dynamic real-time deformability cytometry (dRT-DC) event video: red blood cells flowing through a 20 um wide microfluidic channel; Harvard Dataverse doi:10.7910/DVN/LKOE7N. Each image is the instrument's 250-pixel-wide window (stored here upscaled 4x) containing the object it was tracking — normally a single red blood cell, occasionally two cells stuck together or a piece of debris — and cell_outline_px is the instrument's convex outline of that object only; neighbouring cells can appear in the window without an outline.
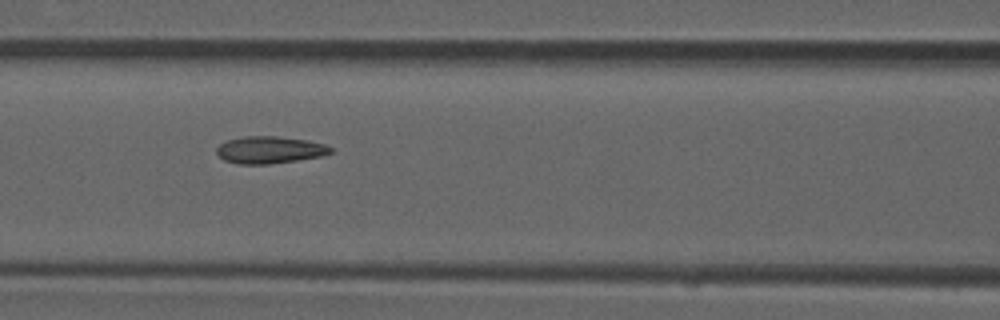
{"species": "common noctule bat (a hibernating species)", "species_latin": "Nyctalus noctula", "temperature_condition": "room temperature", "stored_images_in_passage": 8, "camera_frame_rate_fps": 3000, "um_per_image_px": 0.085, "animal": {"sex": "male", "forearm_length_mm": 52.5}, "frame": {"image": 1, "passage_image": 6, "time_ms": 1.667, "image_size_px": [1000, 320], "cell_outline_px": [[332, 152], [320, 156], [296, 160], [268, 164], [240, 164], [224, 160], [216, 152], [216, 148], [220, 144], [228, 140], [244, 136], [276, 136], [308, 140], [324, 144], [332, 148]], "centroid_in_image_um": [22.91, 12.73], "position_along_channel_um": 143.7, "area_um2": 17.86}}
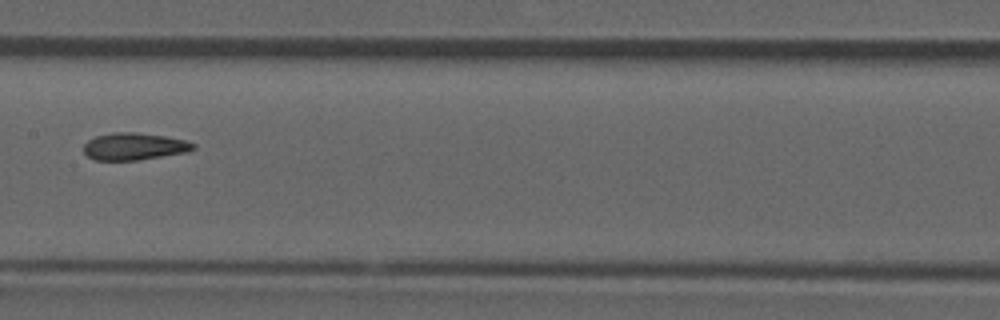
{"frame": {"image": 2, "passage_image": 7, "time_ms": 2.0, "image_size_px": [1000, 320], "cell_outline_px": [[196, 148], [188, 152], [140, 160], [96, 160], [88, 156], [84, 152], [84, 144], [88, 140], [96, 136], [112, 132], [136, 132], [164, 136], [184, 140], [196, 144]], "centroid_in_image_um": [11.42, 12.45], "position_along_channel_um": 196.0, "area_um2": 17.4}}
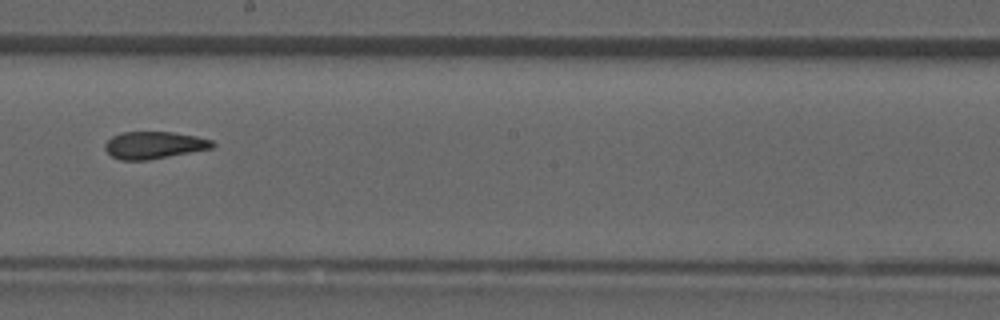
{"frame": {"image": 3, "passage_image": 8, "time_ms": 2.333, "image_size_px": [1000, 320], "cell_outline_px": [[216, 144], [212, 148], [148, 160], [120, 160], [112, 156], [104, 148], [104, 144], [112, 136], [120, 132], [172, 132], [196, 136], [212, 140]], "centroid_in_image_um": [13.08, 12.33], "position_along_channel_um": 235.1, "area_um2": 16.99}}